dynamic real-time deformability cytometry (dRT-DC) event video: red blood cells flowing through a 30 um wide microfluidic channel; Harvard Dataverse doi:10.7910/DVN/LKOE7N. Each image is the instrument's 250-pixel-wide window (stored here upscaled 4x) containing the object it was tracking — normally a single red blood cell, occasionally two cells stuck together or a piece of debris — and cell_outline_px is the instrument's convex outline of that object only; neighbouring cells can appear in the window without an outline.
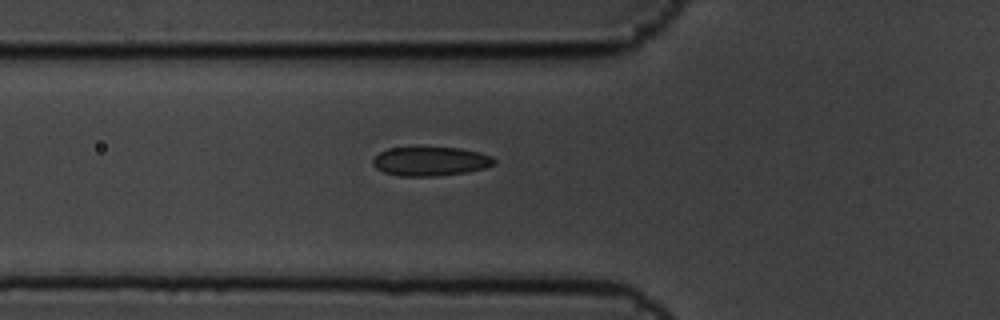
{"species": "common noctule bat (a hibernating species)", "species_latin": "Nyctalus noctula", "temperature_condition": "cold", "stored_images_in_passage": 6, "camera_frame_rate_fps": 3000, "um_per_image_px": 0.085, "animal": {"sex": "male", "body_mass_g": 19.5, "forearm_length_mm": 54.6}, "frame": {"image": 1, "passage_image": 6, "time_ms": 1.667, "image_size_px": [1000, 320], "cell_outline_px": [[496, 160], [492, 164], [484, 168], [468, 172], [436, 176], [400, 176], [384, 172], [376, 168], [372, 164], [372, 160], [380, 152], [388, 148], [460, 148], [480, 152], [492, 156]], "centroid_in_image_um": [36.59, 13.72], "position_along_channel_um": 89.2, "area_um2": 20.4}}